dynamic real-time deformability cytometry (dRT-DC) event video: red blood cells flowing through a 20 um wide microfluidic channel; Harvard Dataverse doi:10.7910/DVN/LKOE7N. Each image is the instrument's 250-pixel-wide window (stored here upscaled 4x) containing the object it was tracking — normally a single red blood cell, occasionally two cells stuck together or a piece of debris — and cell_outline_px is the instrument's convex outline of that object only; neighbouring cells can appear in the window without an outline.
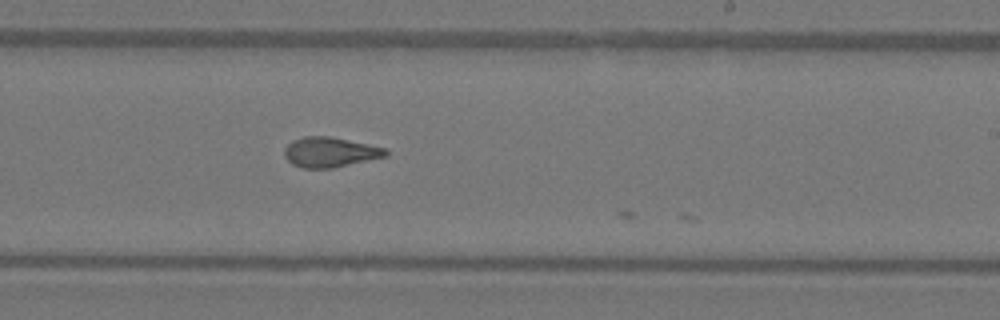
{"species": "Egyptian fruit bat (a non-hibernating species)", "species_latin": "Rousettus aegyptiacus", "temperature_condition": "warm", "stored_images_in_passage": 30, "camera_frame_rate_fps": 3000, "um_per_image_px": 0.085, "animal": {"sex": "female"}, "frame": {"image": 1, "passage_image": 29, "time_ms": 9.333, "image_size_px": [1000, 320], "cell_outline_px": [[388, 156], [332, 168], [304, 168], [292, 164], [284, 156], [284, 148], [292, 140], [304, 136], [328, 136], [388, 148]], "centroid_in_image_um": [28.06, 12.93], "position_along_channel_um": 260.9, "area_um2": 17.74}}